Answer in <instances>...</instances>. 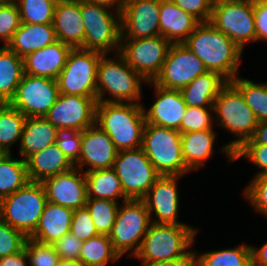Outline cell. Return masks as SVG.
I'll list each match as a JSON object with an SVG mask.
<instances>
[{
  "label": "cell",
  "mask_w": 267,
  "mask_h": 266,
  "mask_svg": "<svg viewBox=\"0 0 267 266\" xmlns=\"http://www.w3.org/2000/svg\"><path fill=\"white\" fill-rule=\"evenodd\" d=\"M72 216V209L47 201L35 231L28 238L52 245L70 232Z\"/></svg>",
  "instance_id": "d4e9b609"
},
{
  "label": "cell",
  "mask_w": 267,
  "mask_h": 266,
  "mask_svg": "<svg viewBox=\"0 0 267 266\" xmlns=\"http://www.w3.org/2000/svg\"><path fill=\"white\" fill-rule=\"evenodd\" d=\"M24 75L23 58L7 46L0 47V103H9Z\"/></svg>",
  "instance_id": "1f68e13d"
},
{
  "label": "cell",
  "mask_w": 267,
  "mask_h": 266,
  "mask_svg": "<svg viewBox=\"0 0 267 266\" xmlns=\"http://www.w3.org/2000/svg\"><path fill=\"white\" fill-rule=\"evenodd\" d=\"M97 103V98L60 93L45 118L57 129L82 132L95 124Z\"/></svg>",
  "instance_id": "2e32d148"
},
{
  "label": "cell",
  "mask_w": 267,
  "mask_h": 266,
  "mask_svg": "<svg viewBox=\"0 0 267 266\" xmlns=\"http://www.w3.org/2000/svg\"><path fill=\"white\" fill-rule=\"evenodd\" d=\"M5 153L0 157V200L25 186L30 180L26 161Z\"/></svg>",
  "instance_id": "d6a6232c"
},
{
  "label": "cell",
  "mask_w": 267,
  "mask_h": 266,
  "mask_svg": "<svg viewBox=\"0 0 267 266\" xmlns=\"http://www.w3.org/2000/svg\"><path fill=\"white\" fill-rule=\"evenodd\" d=\"M213 106L193 107L187 106L180 125V133L192 131L214 130Z\"/></svg>",
  "instance_id": "ab89813d"
},
{
  "label": "cell",
  "mask_w": 267,
  "mask_h": 266,
  "mask_svg": "<svg viewBox=\"0 0 267 266\" xmlns=\"http://www.w3.org/2000/svg\"><path fill=\"white\" fill-rule=\"evenodd\" d=\"M25 251L29 266H57L60 260L54 247L50 244H41L32 239H27Z\"/></svg>",
  "instance_id": "60d3db41"
},
{
  "label": "cell",
  "mask_w": 267,
  "mask_h": 266,
  "mask_svg": "<svg viewBox=\"0 0 267 266\" xmlns=\"http://www.w3.org/2000/svg\"><path fill=\"white\" fill-rule=\"evenodd\" d=\"M161 0H126L120 13L121 40L160 35Z\"/></svg>",
  "instance_id": "e0dca14e"
},
{
  "label": "cell",
  "mask_w": 267,
  "mask_h": 266,
  "mask_svg": "<svg viewBox=\"0 0 267 266\" xmlns=\"http://www.w3.org/2000/svg\"><path fill=\"white\" fill-rule=\"evenodd\" d=\"M240 157L258 167L259 171L255 176L267 174V144H242L234 151V161Z\"/></svg>",
  "instance_id": "bcb514c9"
},
{
  "label": "cell",
  "mask_w": 267,
  "mask_h": 266,
  "mask_svg": "<svg viewBox=\"0 0 267 266\" xmlns=\"http://www.w3.org/2000/svg\"><path fill=\"white\" fill-rule=\"evenodd\" d=\"M212 6L224 4V3H238V2H244L249 0H210Z\"/></svg>",
  "instance_id": "680465c9"
},
{
  "label": "cell",
  "mask_w": 267,
  "mask_h": 266,
  "mask_svg": "<svg viewBox=\"0 0 267 266\" xmlns=\"http://www.w3.org/2000/svg\"><path fill=\"white\" fill-rule=\"evenodd\" d=\"M117 153L111 138L94 124L81 132V152L74 166L84 173L113 168Z\"/></svg>",
  "instance_id": "ffe728a7"
},
{
  "label": "cell",
  "mask_w": 267,
  "mask_h": 266,
  "mask_svg": "<svg viewBox=\"0 0 267 266\" xmlns=\"http://www.w3.org/2000/svg\"><path fill=\"white\" fill-rule=\"evenodd\" d=\"M57 266H84L79 260L60 259Z\"/></svg>",
  "instance_id": "6f0895ef"
},
{
  "label": "cell",
  "mask_w": 267,
  "mask_h": 266,
  "mask_svg": "<svg viewBox=\"0 0 267 266\" xmlns=\"http://www.w3.org/2000/svg\"><path fill=\"white\" fill-rule=\"evenodd\" d=\"M172 43L161 35L121 40L119 53L147 82L159 75Z\"/></svg>",
  "instance_id": "7c38bea8"
},
{
  "label": "cell",
  "mask_w": 267,
  "mask_h": 266,
  "mask_svg": "<svg viewBox=\"0 0 267 266\" xmlns=\"http://www.w3.org/2000/svg\"><path fill=\"white\" fill-rule=\"evenodd\" d=\"M256 41H267V0H253Z\"/></svg>",
  "instance_id": "f907efd6"
},
{
  "label": "cell",
  "mask_w": 267,
  "mask_h": 266,
  "mask_svg": "<svg viewBox=\"0 0 267 266\" xmlns=\"http://www.w3.org/2000/svg\"><path fill=\"white\" fill-rule=\"evenodd\" d=\"M243 196L255 211L267 218V174L254 176L243 191Z\"/></svg>",
  "instance_id": "7bdbcfd3"
},
{
  "label": "cell",
  "mask_w": 267,
  "mask_h": 266,
  "mask_svg": "<svg viewBox=\"0 0 267 266\" xmlns=\"http://www.w3.org/2000/svg\"><path fill=\"white\" fill-rule=\"evenodd\" d=\"M231 83L241 92L258 122L267 121V82L257 83L237 76Z\"/></svg>",
  "instance_id": "8d00e7d4"
},
{
  "label": "cell",
  "mask_w": 267,
  "mask_h": 266,
  "mask_svg": "<svg viewBox=\"0 0 267 266\" xmlns=\"http://www.w3.org/2000/svg\"><path fill=\"white\" fill-rule=\"evenodd\" d=\"M142 148L162 176H185L191 172L183 158L181 133L176 129L146 123Z\"/></svg>",
  "instance_id": "8992f818"
},
{
  "label": "cell",
  "mask_w": 267,
  "mask_h": 266,
  "mask_svg": "<svg viewBox=\"0 0 267 266\" xmlns=\"http://www.w3.org/2000/svg\"><path fill=\"white\" fill-rule=\"evenodd\" d=\"M185 12L192 14L200 22H209L212 15L210 0H172Z\"/></svg>",
  "instance_id": "681fc988"
},
{
  "label": "cell",
  "mask_w": 267,
  "mask_h": 266,
  "mask_svg": "<svg viewBox=\"0 0 267 266\" xmlns=\"http://www.w3.org/2000/svg\"><path fill=\"white\" fill-rule=\"evenodd\" d=\"M213 108L215 124L237 137L220 149L229 162H234V151L253 136L258 120L241 92L231 82L221 89Z\"/></svg>",
  "instance_id": "3957f363"
},
{
  "label": "cell",
  "mask_w": 267,
  "mask_h": 266,
  "mask_svg": "<svg viewBox=\"0 0 267 266\" xmlns=\"http://www.w3.org/2000/svg\"><path fill=\"white\" fill-rule=\"evenodd\" d=\"M111 10L113 9L104 5L80 0V11L85 26L82 49L103 54L120 51V12Z\"/></svg>",
  "instance_id": "52a82bcc"
},
{
  "label": "cell",
  "mask_w": 267,
  "mask_h": 266,
  "mask_svg": "<svg viewBox=\"0 0 267 266\" xmlns=\"http://www.w3.org/2000/svg\"><path fill=\"white\" fill-rule=\"evenodd\" d=\"M57 128L45 117H26L20 140L19 155L27 160L31 155L55 144Z\"/></svg>",
  "instance_id": "83f0119b"
},
{
  "label": "cell",
  "mask_w": 267,
  "mask_h": 266,
  "mask_svg": "<svg viewBox=\"0 0 267 266\" xmlns=\"http://www.w3.org/2000/svg\"><path fill=\"white\" fill-rule=\"evenodd\" d=\"M18 7L23 23H53L54 10L58 0H13Z\"/></svg>",
  "instance_id": "f35d334b"
},
{
  "label": "cell",
  "mask_w": 267,
  "mask_h": 266,
  "mask_svg": "<svg viewBox=\"0 0 267 266\" xmlns=\"http://www.w3.org/2000/svg\"><path fill=\"white\" fill-rule=\"evenodd\" d=\"M113 169L129 199H142L161 176L142 147L119 151Z\"/></svg>",
  "instance_id": "8fae6325"
},
{
  "label": "cell",
  "mask_w": 267,
  "mask_h": 266,
  "mask_svg": "<svg viewBox=\"0 0 267 266\" xmlns=\"http://www.w3.org/2000/svg\"><path fill=\"white\" fill-rule=\"evenodd\" d=\"M57 41L53 23L31 24L21 22L20 27L14 33L7 47L19 57L45 48Z\"/></svg>",
  "instance_id": "484cf974"
},
{
  "label": "cell",
  "mask_w": 267,
  "mask_h": 266,
  "mask_svg": "<svg viewBox=\"0 0 267 266\" xmlns=\"http://www.w3.org/2000/svg\"><path fill=\"white\" fill-rule=\"evenodd\" d=\"M194 251L195 266H252L251 248L242 244L235 248L207 251L198 256Z\"/></svg>",
  "instance_id": "836d02e7"
},
{
  "label": "cell",
  "mask_w": 267,
  "mask_h": 266,
  "mask_svg": "<svg viewBox=\"0 0 267 266\" xmlns=\"http://www.w3.org/2000/svg\"><path fill=\"white\" fill-rule=\"evenodd\" d=\"M59 94L56 79L24 74L9 104L26 117H45Z\"/></svg>",
  "instance_id": "5bb4252c"
},
{
  "label": "cell",
  "mask_w": 267,
  "mask_h": 266,
  "mask_svg": "<svg viewBox=\"0 0 267 266\" xmlns=\"http://www.w3.org/2000/svg\"><path fill=\"white\" fill-rule=\"evenodd\" d=\"M90 3H96L99 5H104L108 8H112L117 12H120L123 10L124 8V4L126 2V0H84Z\"/></svg>",
  "instance_id": "9f6ffc18"
},
{
  "label": "cell",
  "mask_w": 267,
  "mask_h": 266,
  "mask_svg": "<svg viewBox=\"0 0 267 266\" xmlns=\"http://www.w3.org/2000/svg\"><path fill=\"white\" fill-rule=\"evenodd\" d=\"M83 242L74 236L71 232L63 235L52 246L60 259L79 260Z\"/></svg>",
  "instance_id": "c3c4849f"
},
{
  "label": "cell",
  "mask_w": 267,
  "mask_h": 266,
  "mask_svg": "<svg viewBox=\"0 0 267 266\" xmlns=\"http://www.w3.org/2000/svg\"><path fill=\"white\" fill-rule=\"evenodd\" d=\"M26 166L29 180L33 182H42L75 167L56 144L31 155L26 160Z\"/></svg>",
  "instance_id": "4316f807"
},
{
  "label": "cell",
  "mask_w": 267,
  "mask_h": 266,
  "mask_svg": "<svg viewBox=\"0 0 267 266\" xmlns=\"http://www.w3.org/2000/svg\"><path fill=\"white\" fill-rule=\"evenodd\" d=\"M243 144H267V121L258 122L253 136Z\"/></svg>",
  "instance_id": "f5cc1de1"
},
{
  "label": "cell",
  "mask_w": 267,
  "mask_h": 266,
  "mask_svg": "<svg viewBox=\"0 0 267 266\" xmlns=\"http://www.w3.org/2000/svg\"><path fill=\"white\" fill-rule=\"evenodd\" d=\"M216 135L215 130L181 134L182 154L190 171L199 170L213 154Z\"/></svg>",
  "instance_id": "f546056e"
},
{
  "label": "cell",
  "mask_w": 267,
  "mask_h": 266,
  "mask_svg": "<svg viewBox=\"0 0 267 266\" xmlns=\"http://www.w3.org/2000/svg\"><path fill=\"white\" fill-rule=\"evenodd\" d=\"M121 203L108 236L121 257L129 251L134 257L151 224L150 215L142 199H128Z\"/></svg>",
  "instance_id": "9c48e42d"
},
{
  "label": "cell",
  "mask_w": 267,
  "mask_h": 266,
  "mask_svg": "<svg viewBox=\"0 0 267 266\" xmlns=\"http://www.w3.org/2000/svg\"><path fill=\"white\" fill-rule=\"evenodd\" d=\"M118 205V202L112 200L87 198L85 206L90 212L98 234H110L115 223Z\"/></svg>",
  "instance_id": "74e56055"
},
{
  "label": "cell",
  "mask_w": 267,
  "mask_h": 266,
  "mask_svg": "<svg viewBox=\"0 0 267 266\" xmlns=\"http://www.w3.org/2000/svg\"><path fill=\"white\" fill-rule=\"evenodd\" d=\"M87 198L107 199L115 202L121 197L124 202L129 198L124 194L119 177L113 168L85 172Z\"/></svg>",
  "instance_id": "4dcf8cb0"
},
{
  "label": "cell",
  "mask_w": 267,
  "mask_h": 266,
  "mask_svg": "<svg viewBox=\"0 0 267 266\" xmlns=\"http://www.w3.org/2000/svg\"><path fill=\"white\" fill-rule=\"evenodd\" d=\"M121 256L114 250L108 235L98 234L83 241L79 261L84 266H107Z\"/></svg>",
  "instance_id": "e575fe53"
},
{
  "label": "cell",
  "mask_w": 267,
  "mask_h": 266,
  "mask_svg": "<svg viewBox=\"0 0 267 266\" xmlns=\"http://www.w3.org/2000/svg\"><path fill=\"white\" fill-rule=\"evenodd\" d=\"M5 153L0 149V157L4 155Z\"/></svg>",
  "instance_id": "94428289"
},
{
  "label": "cell",
  "mask_w": 267,
  "mask_h": 266,
  "mask_svg": "<svg viewBox=\"0 0 267 266\" xmlns=\"http://www.w3.org/2000/svg\"><path fill=\"white\" fill-rule=\"evenodd\" d=\"M183 44L203 62L207 71L219 73L228 82L238 76L241 48L210 22H200Z\"/></svg>",
  "instance_id": "6da1fadb"
},
{
  "label": "cell",
  "mask_w": 267,
  "mask_h": 266,
  "mask_svg": "<svg viewBox=\"0 0 267 266\" xmlns=\"http://www.w3.org/2000/svg\"><path fill=\"white\" fill-rule=\"evenodd\" d=\"M197 232L189 225L151 223L134 258L142 263L195 258L191 246L195 243Z\"/></svg>",
  "instance_id": "277c9868"
},
{
  "label": "cell",
  "mask_w": 267,
  "mask_h": 266,
  "mask_svg": "<svg viewBox=\"0 0 267 266\" xmlns=\"http://www.w3.org/2000/svg\"><path fill=\"white\" fill-rule=\"evenodd\" d=\"M48 202L77 210L87 201L85 173L74 167L68 172L44 179L42 182Z\"/></svg>",
  "instance_id": "d6986e66"
},
{
  "label": "cell",
  "mask_w": 267,
  "mask_h": 266,
  "mask_svg": "<svg viewBox=\"0 0 267 266\" xmlns=\"http://www.w3.org/2000/svg\"><path fill=\"white\" fill-rule=\"evenodd\" d=\"M26 116L9 103H0V149L12 153L11 145L21 140Z\"/></svg>",
  "instance_id": "d590c367"
},
{
  "label": "cell",
  "mask_w": 267,
  "mask_h": 266,
  "mask_svg": "<svg viewBox=\"0 0 267 266\" xmlns=\"http://www.w3.org/2000/svg\"><path fill=\"white\" fill-rule=\"evenodd\" d=\"M199 23L197 18L182 10L172 0H161L160 35L171 43H183Z\"/></svg>",
  "instance_id": "cb8c5ba5"
},
{
  "label": "cell",
  "mask_w": 267,
  "mask_h": 266,
  "mask_svg": "<svg viewBox=\"0 0 267 266\" xmlns=\"http://www.w3.org/2000/svg\"><path fill=\"white\" fill-rule=\"evenodd\" d=\"M194 265H195V258H180L157 263L142 264V266H194Z\"/></svg>",
  "instance_id": "11a10c76"
},
{
  "label": "cell",
  "mask_w": 267,
  "mask_h": 266,
  "mask_svg": "<svg viewBox=\"0 0 267 266\" xmlns=\"http://www.w3.org/2000/svg\"><path fill=\"white\" fill-rule=\"evenodd\" d=\"M209 22L234 41L242 51L247 43L256 42L253 0L212 6Z\"/></svg>",
  "instance_id": "4fadbf2b"
},
{
  "label": "cell",
  "mask_w": 267,
  "mask_h": 266,
  "mask_svg": "<svg viewBox=\"0 0 267 266\" xmlns=\"http://www.w3.org/2000/svg\"><path fill=\"white\" fill-rule=\"evenodd\" d=\"M28 237L0 219V258L24 249Z\"/></svg>",
  "instance_id": "ee69618b"
},
{
  "label": "cell",
  "mask_w": 267,
  "mask_h": 266,
  "mask_svg": "<svg viewBox=\"0 0 267 266\" xmlns=\"http://www.w3.org/2000/svg\"><path fill=\"white\" fill-rule=\"evenodd\" d=\"M70 232L82 242L98 235V231L86 206L73 210Z\"/></svg>",
  "instance_id": "7dc6e473"
},
{
  "label": "cell",
  "mask_w": 267,
  "mask_h": 266,
  "mask_svg": "<svg viewBox=\"0 0 267 266\" xmlns=\"http://www.w3.org/2000/svg\"><path fill=\"white\" fill-rule=\"evenodd\" d=\"M55 144L75 165L78 162L81 152V132L74 129H57V137Z\"/></svg>",
  "instance_id": "f6af8a7d"
},
{
  "label": "cell",
  "mask_w": 267,
  "mask_h": 266,
  "mask_svg": "<svg viewBox=\"0 0 267 266\" xmlns=\"http://www.w3.org/2000/svg\"><path fill=\"white\" fill-rule=\"evenodd\" d=\"M103 53L72 48L57 77L59 93L97 98V67Z\"/></svg>",
  "instance_id": "30bf717a"
},
{
  "label": "cell",
  "mask_w": 267,
  "mask_h": 266,
  "mask_svg": "<svg viewBox=\"0 0 267 266\" xmlns=\"http://www.w3.org/2000/svg\"><path fill=\"white\" fill-rule=\"evenodd\" d=\"M53 26L57 40L72 48L84 44L85 26L80 11V0H58L54 10Z\"/></svg>",
  "instance_id": "7402d4cb"
},
{
  "label": "cell",
  "mask_w": 267,
  "mask_h": 266,
  "mask_svg": "<svg viewBox=\"0 0 267 266\" xmlns=\"http://www.w3.org/2000/svg\"><path fill=\"white\" fill-rule=\"evenodd\" d=\"M206 71L203 62L183 43H172L153 82L163 88L181 90Z\"/></svg>",
  "instance_id": "9a60e30c"
},
{
  "label": "cell",
  "mask_w": 267,
  "mask_h": 266,
  "mask_svg": "<svg viewBox=\"0 0 267 266\" xmlns=\"http://www.w3.org/2000/svg\"><path fill=\"white\" fill-rule=\"evenodd\" d=\"M11 0H0V4H5V3H8L10 2Z\"/></svg>",
  "instance_id": "91938a15"
},
{
  "label": "cell",
  "mask_w": 267,
  "mask_h": 266,
  "mask_svg": "<svg viewBox=\"0 0 267 266\" xmlns=\"http://www.w3.org/2000/svg\"><path fill=\"white\" fill-rule=\"evenodd\" d=\"M46 203L42 183L29 181L0 200V219L29 237L35 231Z\"/></svg>",
  "instance_id": "ba28073f"
},
{
  "label": "cell",
  "mask_w": 267,
  "mask_h": 266,
  "mask_svg": "<svg viewBox=\"0 0 267 266\" xmlns=\"http://www.w3.org/2000/svg\"><path fill=\"white\" fill-rule=\"evenodd\" d=\"M20 25L21 19L17 4L13 0L0 4V40L4 41V46L11 41Z\"/></svg>",
  "instance_id": "b9f144b4"
},
{
  "label": "cell",
  "mask_w": 267,
  "mask_h": 266,
  "mask_svg": "<svg viewBox=\"0 0 267 266\" xmlns=\"http://www.w3.org/2000/svg\"><path fill=\"white\" fill-rule=\"evenodd\" d=\"M184 176H160L142 198L154 224L188 225L178 221V180ZM154 214V217L152 216Z\"/></svg>",
  "instance_id": "ac0fdd59"
},
{
  "label": "cell",
  "mask_w": 267,
  "mask_h": 266,
  "mask_svg": "<svg viewBox=\"0 0 267 266\" xmlns=\"http://www.w3.org/2000/svg\"><path fill=\"white\" fill-rule=\"evenodd\" d=\"M0 266H29L25 248L18 253L1 257Z\"/></svg>",
  "instance_id": "816d5d0a"
},
{
  "label": "cell",
  "mask_w": 267,
  "mask_h": 266,
  "mask_svg": "<svg viewBox=\"0 0 267 266\" xmlns=\"http://www.w3.org/2000/svg\"><path fill=\"white\" fill-rule=\"evenodd\" d=\"M144 104L98 102L95 124L113 141L117 151L142 147L146 120Z\"/></svg>",
  "instance_id": "7a4b0ae2"
},
{
  "label": "cell",
  "mask_w": 267,
  "mask_h": 266,
  "mask_svg": "<svg viewBox=\"0 0 267 266\" xmlns=\"http://www.w3.org/2000/svg\"><path fill=\"white\" fill-rule=\"evenodd\" d=\"M72 47L57 40L23 58L24 74L57 79Z\"/></svg>",
  "instance_id": "603a6c76"
},
{
  "label": "cell",
  "mask_w": 267,
  "mask_h": 266,
  "mask_svg": "<svg viewBox=\"0 0 267 266\" xmlns=\"http://www.w3.org/2000/svg\"><path fill=\"white\" fill-rule=\"evenodd\" d=\"M252 266H267V241L260 248L250 245Z\"/></svg>",
  "instance_id": "db71d44e"
},
{
  "label": "cell",
  "mask_w": 267,
  "mask_h": 266,
  "mask_svg": "<svg viewBox=\"0 0 267 266\" xmlns=\"http://www.w3.org/2000/svg\"><path fill=\"white\" fill-rule=\"evenodd\" d=\"M146 84L153 86L154 96L157 97L150 108H143L146 123L180 132V125L187 109L180 90L163 88L153 81Z\"/></svg>",
  "instance_id": "44dd1931"
},
{
  "label": "cell",
  "mask_w": 267,
  "mask_h": 266,
  "mask_svg": "<svg viewBox=\"0 0 267 266\" xmlns=\"http://www.w3.org/2000/svg\"><path fill=\"white\" fill-rule=\"evenodd\" d=\"M228 81L219 73L206 71L180 90L187 106H213L221 89Z\"/></svg>",
  "instance_id": "f1b7e54d"
},
{
  "label": "cell",
  "mask_w": 267,
  "mask_h": 266,
  "mask_svg": "<svg viewBox=\"0 0 267 266\" xmlns=\"http://www.w3.org/2000/svg\"><path fill=\"white\" fill-rule=\"evenodd\" d=\"M107 55L101 56L97 67V102L141 103L142 84L147 81L119 52L114 59ZM106 94L112 98L104 97Z\"/></svg>",
  "instance_id": "5b68a950"
}]
</instances>
